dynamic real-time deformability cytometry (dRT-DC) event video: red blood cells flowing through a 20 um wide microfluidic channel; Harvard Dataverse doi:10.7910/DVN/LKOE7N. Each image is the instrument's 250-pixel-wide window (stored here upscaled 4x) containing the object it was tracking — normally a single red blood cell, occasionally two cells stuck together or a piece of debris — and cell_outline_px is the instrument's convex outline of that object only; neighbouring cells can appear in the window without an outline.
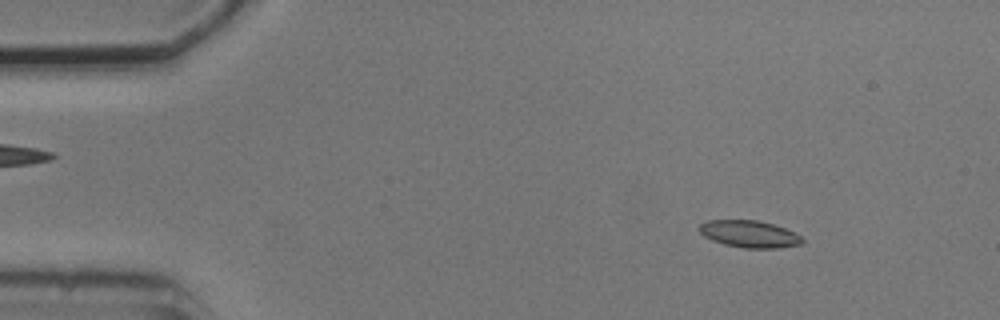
{"species": "common noctule bat (a hibernating species)", "species_latin": "Nyctalus noctula", "temperature_condition": "cold", "stored_images_in_passage": 8, "camera_frame_rate_fps": 3000, "um_per_image_px": 0.085, "animal": {"sex": "male", "body_mass_g": 20.5, "forearm_length_mm": 52.5}, "frame": {"image": 1, "passage_image": 1, "time_ms": 0.0, "image_size_px": [1000, 320], "cell_outline_px": [[804, 240], [800, 244], [780, 248], [744, 248], [724, 244], [712, 240], [704, 236], [700, 232], [700, 224], [708, 220], [756, 220], [772, 224], [784, 228], [800, 236]], "centroid_in_image_um": [63.68, 19.89], "position_along_channel_um": 21.3, "area_um2": 16.01}}
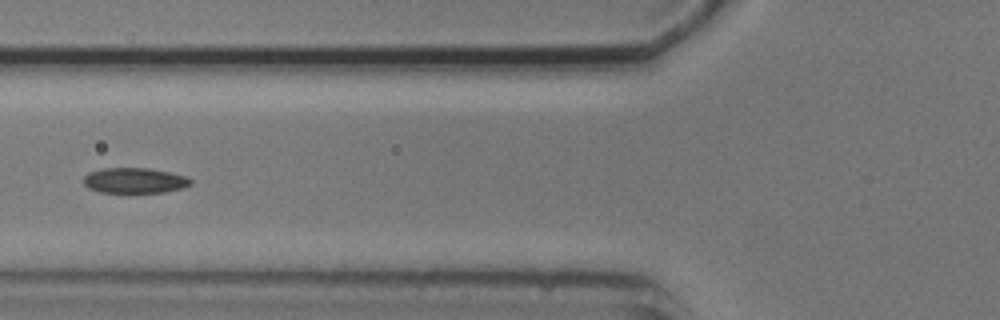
{"frame": {"image": 2, "passage_image": 5, "time_ms": 4.667, "image_size_px": [1000, 320], "cell_outline_px": [[192, 184], [180, 188], [164, 192], [100, 192], [88, 188], [84, 184], [84, 176], [88, 172], [104, 168], [148, 168], [168, 172], [184, 176], [192, 180]], "centroid_in_image_um": [11.4, 15.34], "position_along_channel_um": 114.4, "area_um2": 15.66}}
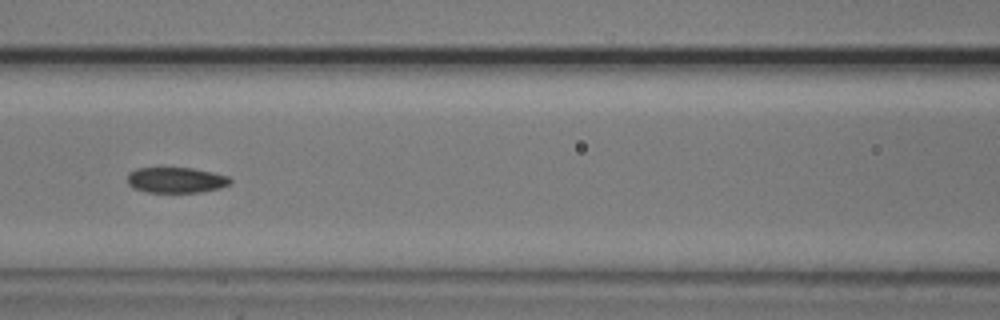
{"frame": {"image": 3, "passage_image": 6, "time_ms": 5.667, "image_size_px": [1000, 320], "cell_outline_px": [[232, 180], [228, 184], [220, 188], [200, 192], [148, 192], [136, 188], [128, 184], [128, 172], [136, 168], [192, 168], [212, 172], [228, 176]], "centroid_in_image_um": [14.96, 15.3], "position_along_channel_um": 151.6, "area_um2": 15.2}}